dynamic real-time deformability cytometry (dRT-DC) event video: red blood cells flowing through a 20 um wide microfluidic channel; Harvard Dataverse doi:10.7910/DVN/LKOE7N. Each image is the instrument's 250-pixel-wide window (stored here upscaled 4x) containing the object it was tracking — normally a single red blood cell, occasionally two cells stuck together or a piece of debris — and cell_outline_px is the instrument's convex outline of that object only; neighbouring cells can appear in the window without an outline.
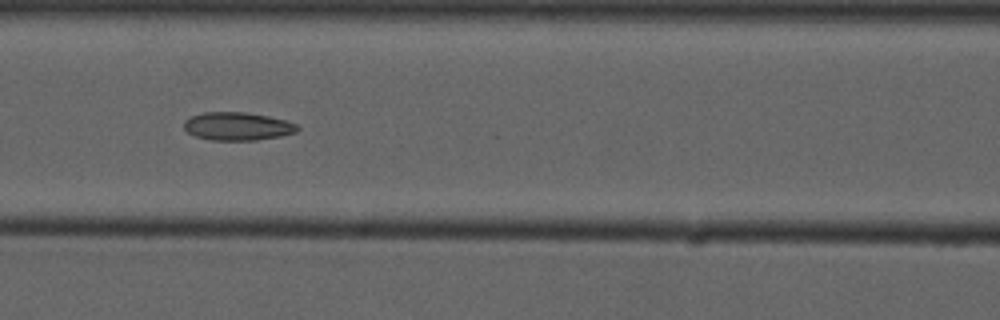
{"species": "common noctule bat (a hibernating species)", "species_latin": "Nyctalus noctula", "temperature_condition": "cold", "stored_images_in_passage": 11, "camera_frame_rate_fps": 3000, "um_per_image_px": 0.085, "animal": {"sex": "male", "forearm_length_mm": 52.5}, "frame": {"image": 1, "passage_image": 7, "time_ms": 7.667, "image_size_px": [1000, 320], "cell_outline_px": [[300, 128], [296, 132], [280, 136], [256, 140], [212, 140], [196, 136], [188, 132], [184, 128], [184, 120], [192, 116], [204, 112], [244, 112], [268, 116], [284, 120], [296, 124]], "centroid_in_image_um": [20.18, 10.73], "position_along_channel_um": 146.4, "area_um2": 18.44}}
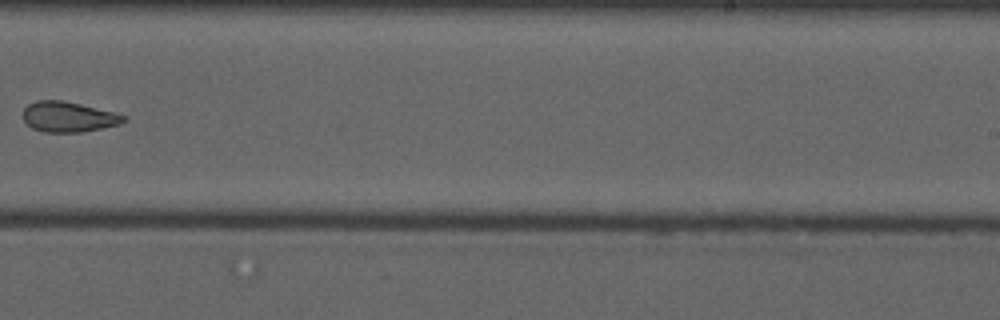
{"frame": {"image": 2, "passage_image": 10, "time_ms": 11.333, "image_size_px": [1000, 320], "cell_outline_px": [[128, 120], [120, 124], [84, 132], [44, 132], [32, 128], [24, 120], [24, 108], [28, 104], [36, 100], [60, 100], [80, 104], [112, 112], [124, 116]], "centroid_in_image_um": [5.8, 9.94], "position_along_channel_um": 283.2, "area_um2": 17.63}}
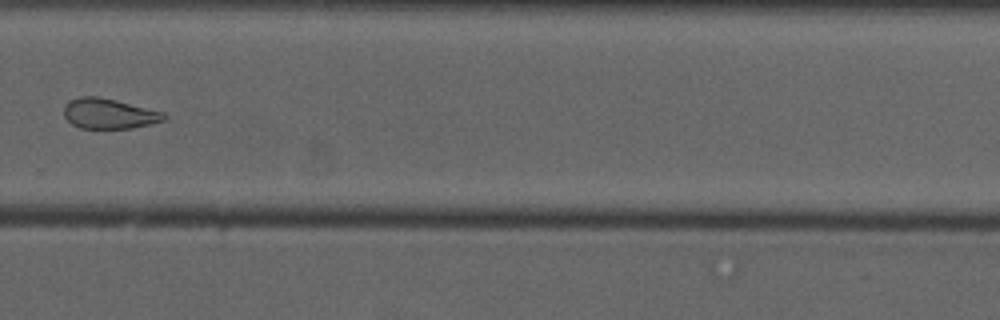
{"frame": {"image": 3, "passage_image": 11, "time_ms": 12.333, "image_size_px": [1000, 320], "cell_outline_px": [[168, 116], [164, 120], [152, 124], [132, 128], [80, 128], [72, 124], [64, 116], [64, 108], [68, 100], [80, 96], [96, 96], [116, 100], [164, 112]], "centroid_in_image_um": [9.27, 9.65], "position_along_channel_um": 320.5, "area_um2": 17.69}}